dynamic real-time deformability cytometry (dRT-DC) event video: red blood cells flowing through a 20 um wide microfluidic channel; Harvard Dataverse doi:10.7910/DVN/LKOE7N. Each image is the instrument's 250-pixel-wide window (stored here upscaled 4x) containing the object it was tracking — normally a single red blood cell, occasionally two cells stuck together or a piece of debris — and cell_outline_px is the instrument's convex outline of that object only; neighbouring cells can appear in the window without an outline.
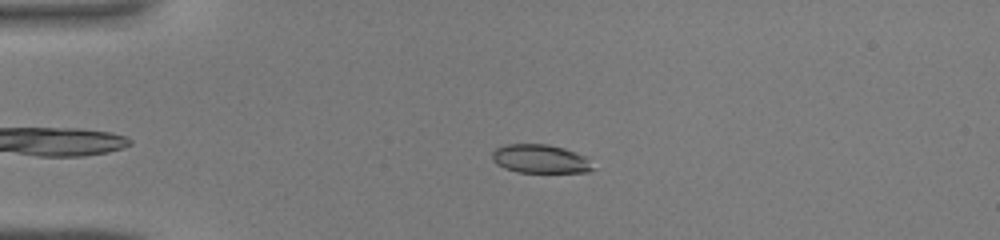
{"species": "common noctule bat (a hibernating species)", "species_latin": "Nyctalus noctula", "temperature_condition": "warm", "stored_images_in_passage": 34, "camera_frame_rate_fps": 3000, "um_per_image_px": 0.085, "animal": {"sex": "male", "body_mass_g": 19.0, "forearm_length_mm": 50.8}, "frame": {"image": 1, "passage_image": 5, "time_ms": 1.333, "image_size_px": [1000, 240], "cell_outline_px": [[596, 168], [588, 172], [520, 172], [504, 168], [496, 164], [492, 160], [492, 152], [496, 148], [508, 144], [548, 144], [564, 148], [584, 156]], "centroid_in_image_um": [45.91, 13.5], "position_along_channel_um": 39.1, "area_um2": 16.76}}
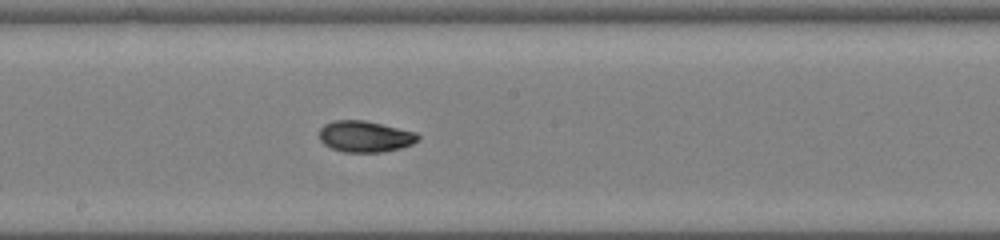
{"frame": {"image": 2, "passage_image": 19, "time_ms": 6.0, "image_size_px": [1000, 240], "cell_outline_px": [[420, 140], [412, 144], [400, 148], [380, 152], [344, 152], [332, 148], [324, 144], [320, 140], [320, 128], [324, 124], [336, 120], [364, 120], [416, 132], [420, 136]], "centroid_in_image_um": [31.04, 11.6], "position_along_channel_um": 217.2, "area_um2": 17.92}}
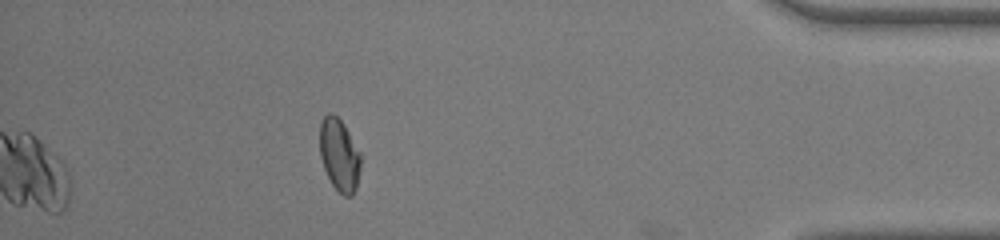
{"frame": {"image": 3, "passage_image": 34, "time_ms": 11.0, "image_size_px": [1000, 240], "cell_outline_px": [[360, 168], [356, 188], [352, 196], [344, 196], [332, 184], [324, 168], [320, 156], [320, 124], [324, 116], [328, 112], [332, 112], [344, 124], [360, 152]], "centroid_in_image_um": [28.84, 13.15], "position_along_channel_um": 406.4, "area_um2": 17.17}}